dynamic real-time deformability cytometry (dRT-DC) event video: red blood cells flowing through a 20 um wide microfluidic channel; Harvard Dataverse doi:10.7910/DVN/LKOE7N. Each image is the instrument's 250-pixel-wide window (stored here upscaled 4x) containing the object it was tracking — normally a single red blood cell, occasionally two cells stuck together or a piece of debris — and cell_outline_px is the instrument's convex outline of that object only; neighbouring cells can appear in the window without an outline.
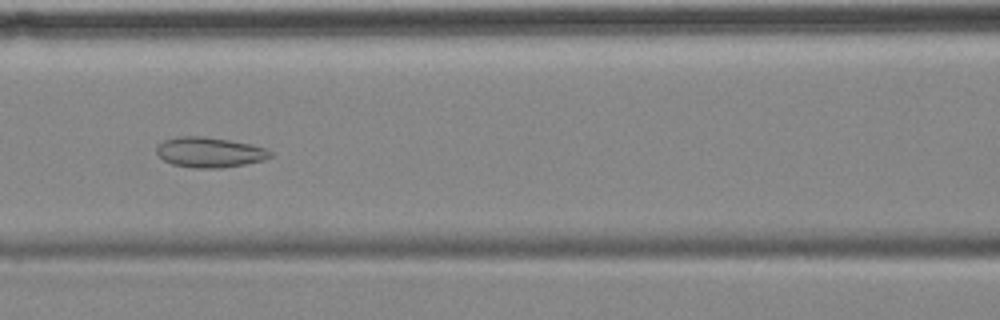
{"species": "common noctule bat (a hibernating species)", "species_latin": "Nyctalus noctula", "temperature_condition": "cold", "stored_images_in_passage": 10, "camera_frame_rate_fps": 3000, "um_per_image_px": 0.085, "animal": {"sex": "female", "body_mass_g": 18.4}, "frame": {"image": 1, "passage_image": 7, "time_ms": 7.333, "image_size_px": [1000, 320], "cell_outline_px": [[272, 156], [264, 160], [244, 164], [220, 168], [192, 168], [172, 164], [164, 160], [156, 152], [156, 144], [164, 140], [176, 136], [204, 136], [252, 144], [264, 148], [272, 152]], "centroid_in_image_um": [17.78, 12.94], "position_along_channel_um": 148.8, "area_um2": 20.11}}
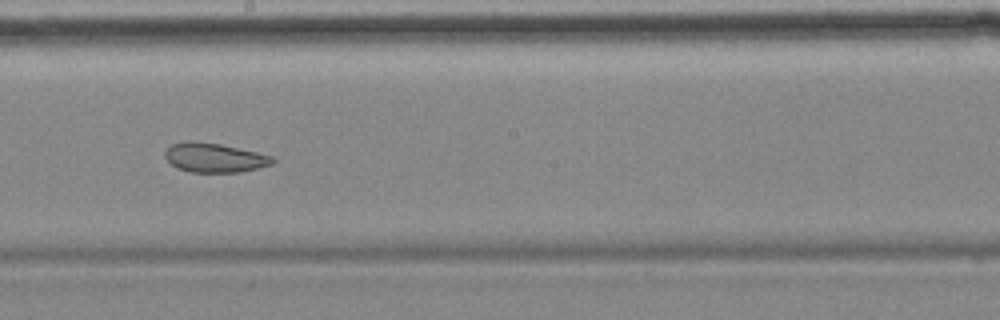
{"frame": {"image": 2, "passage_image": 9, "time_ms": 9.667, "image_size_px": [1000, 320], "cell_outline_px": [[276, 160], [272, 164], [240, 172], [192, 172], [176, 168], [164, 156], [164, 152], [172, 144], [188, 140], [192, 140], [220, 144], [256, 152], [272, 156]], "centroid_in_image_um": [18.21, 13.4], "position_along_channel_um": 230.0, "area_um2": 18.26}}